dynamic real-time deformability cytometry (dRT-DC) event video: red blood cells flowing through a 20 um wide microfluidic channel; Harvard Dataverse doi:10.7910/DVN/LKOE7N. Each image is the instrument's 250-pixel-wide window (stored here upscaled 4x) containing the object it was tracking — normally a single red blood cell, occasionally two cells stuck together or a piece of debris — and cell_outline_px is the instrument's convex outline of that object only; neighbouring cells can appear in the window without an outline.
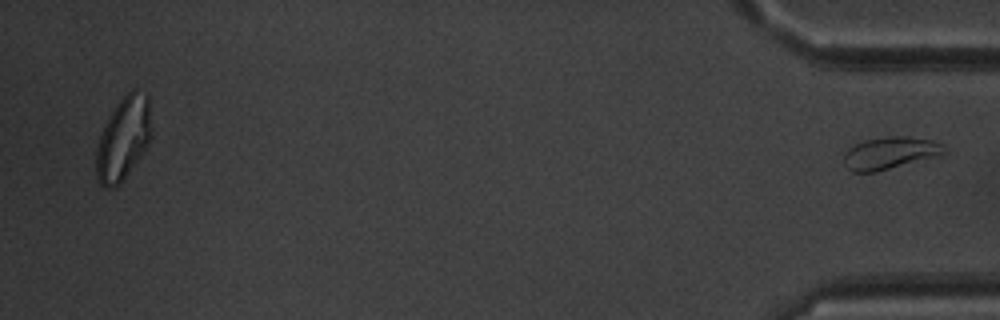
{"species": "common noctule bat (a hibernating species)", "species_latin": "Nyctalus noctula", "temperature_condition": "warm", "stored_images_in_passage": 51, "segment_of_instrument_passage": [2, 2], "camera_frame_rate_fps": 3000, "um_per_image_px": 0.085, "animal": {"sex": "male", "body_mass_g": 20.1, "forearm_length_mm": 53.5}, "frame": {"image": 1, "passage_image": 51, "time_ms": 16.667, "image_size_px": [1000, 320], "cell_outline_px": [[948, 152], [940, 156], [876, 172], [852, 172], [844, 164], [844, 152], [848, 148], [864, 140], [888, 136], [908, 136], [928, 140], [944, 144], [948, 148]], "centroid_in_image_um": [75.69, 13.01], "position_along_channel_um": 359.5, "area_um2": 19.13}}